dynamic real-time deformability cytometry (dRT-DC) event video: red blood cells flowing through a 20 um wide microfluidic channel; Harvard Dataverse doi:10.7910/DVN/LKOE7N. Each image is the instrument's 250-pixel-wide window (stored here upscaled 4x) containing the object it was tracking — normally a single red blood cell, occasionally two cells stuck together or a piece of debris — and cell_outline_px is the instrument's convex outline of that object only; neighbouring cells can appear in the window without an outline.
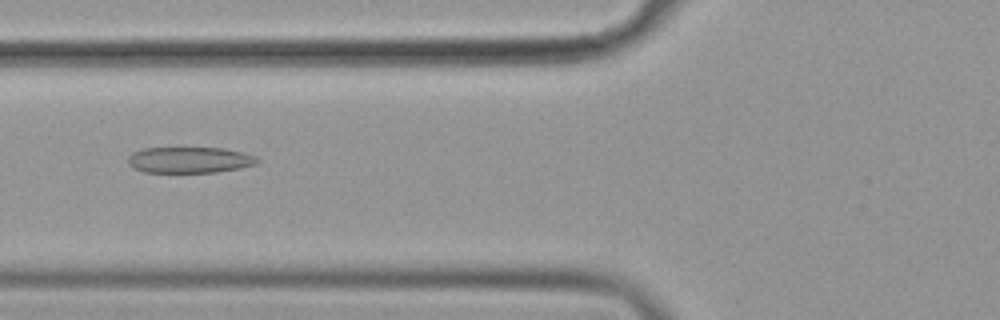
{"species": "common noctule bat (a hibernating species)", "species_latin": "Nyctalus noctula", "temperature_condition": "cold", "stored_images_in_passage": 47, "camera_frame_rate_fps": 3000, "um_per_image_px": 0.085, "animal": {"sex": "female", "body_mass_g": 19.9}, "frame": {"image": 1, "passage_image": 13, "time_ms": 4.0, "image_size_px": [1000, 320], "cell_outline_px": [[260, 160], [256, 164], [240, 168], [216, 172], [144, 172], [132, 168], [128, 164], [128, 156], [132, 152], [144, 148], [224, 148], [244, 152], [256, 156]], "centroid_in_image_um": [16.11, 13.59], "position_along_channel_um": 109.7, "area_um2": 19.77}}
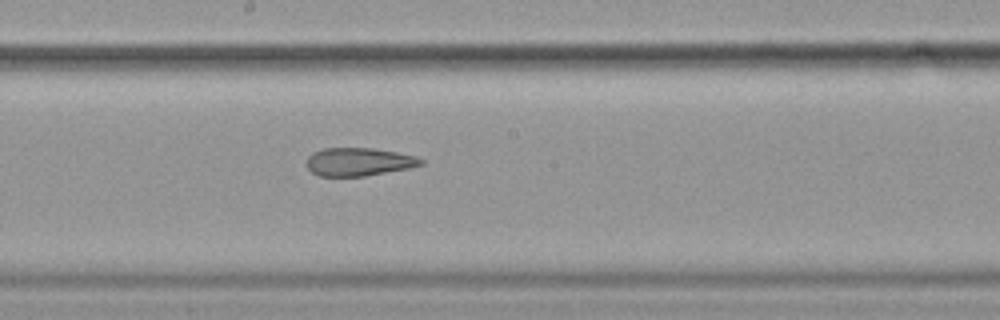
{"frame": {"image": 2, "passage_image": 22, "time_ms": 7.0, "image_size_px": [1000, 320], "cell_outline_px": [[424, 164], [408, 168], [364, 176], [320, 176], [312, 172], [308, 168], [308, 156], [312, 152], [324, 148], [372, 148], [396, 152], [416, 156], [424, 160]], "centroid_in_image_um": [30.5, 13.75], "position_along_channel_um": 217.7, "area_um2": 18.61}}
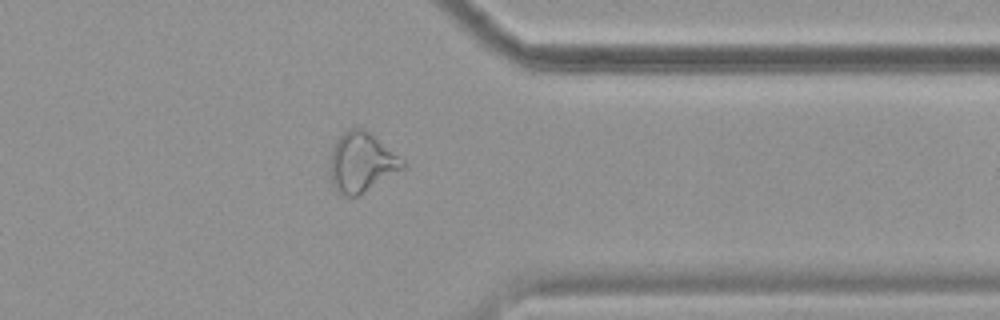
{"frame": {"image": 3, "passage_image": 36, "time_ms": 11.667, "image_size_px": [1000, 320], "cell_outline_px": [[408, 164], [404, 168], [364, 192], [356, 196], [340, 196], [336, 192], [332, 184], [332, 148], [336, 140], [348, 128], [364, 128], [404, 160]], "centroid_in_image_um": [30.74, 13.8], "position_along_channel_um": 380.7, "area_um2": 24.85}, "authors_computed_cell_mechanics": {"area_um2": 22.253, "velocity_mm_per_s": 3.6049, "shape_relaxation_time_tau1_ms": null, "shape_relaxation_time_tau2_ms": 2.1903, "deformation_change_tau1": null, "deformation_change_tau2": 0.1156}}